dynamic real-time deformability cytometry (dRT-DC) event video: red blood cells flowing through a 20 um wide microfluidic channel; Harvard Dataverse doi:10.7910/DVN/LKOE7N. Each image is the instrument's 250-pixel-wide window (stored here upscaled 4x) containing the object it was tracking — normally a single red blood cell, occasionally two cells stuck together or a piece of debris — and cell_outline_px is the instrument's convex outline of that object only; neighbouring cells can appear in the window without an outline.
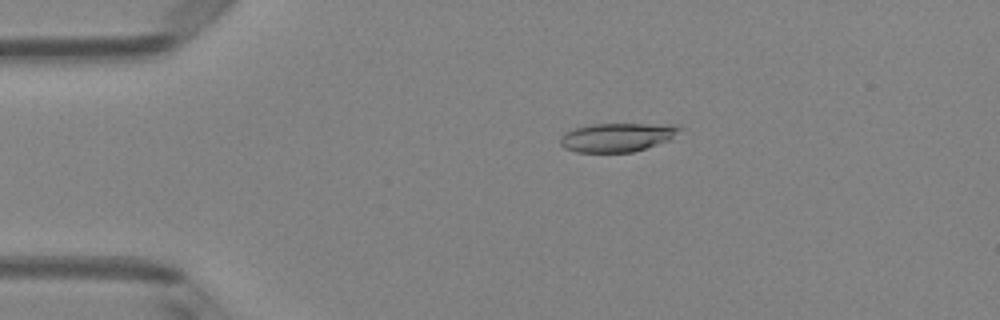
{"species": "Egyptian fruit bat (a non-hibernating species)", "species_latin": "Rousettus aegyptiacus", "temperature_condition": "room temperature", "stored_images_in_passage": 50, "camera_frame_rate_fps": 3000, "um_per_image_px": 0.085, "animal": {"sex": "female"}, "frame": {"image": 1, "passage_image": 10, "time_ms": 3.0, "image_size_px": [1000, 320], "cell_outline_px": [[680, 128], [668, 140], [632, 152], [576, 152], [564, 148], [560, 144], [560, 140], [564, 132], [576, 128], [592, 124], [680, 124]], "centroid_in_image_um": [52.41, 11.66], "position_along_channel_um": 32.6, "area_um2": 19.71}}
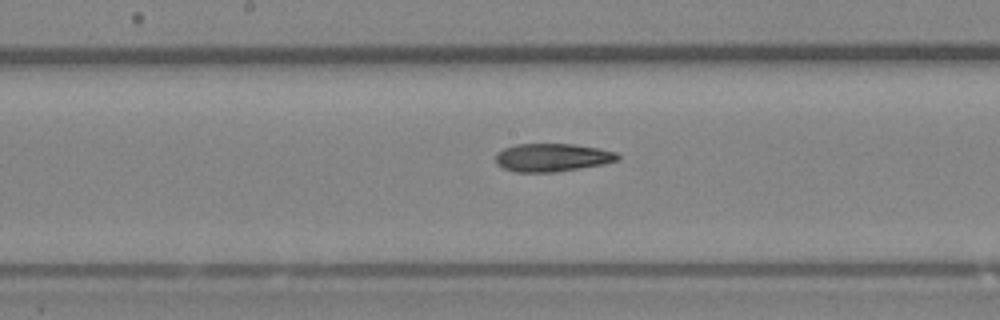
{"frame": {"image": 2, "passage_image": 26, "time_ms": 8.333, "image_size_px": [1000, 320], "cell_outline_px": [[620, 160], [604, 164], [556, 172], [516, 172], [504, 168], [496, 164], [496, 152], [504, 148], [516, 144], [572, 144], [600, 148], [616, 152], [620, 156]], "centroid_in_image_um": [46.95, 13.38], "position_along_channel_um": 201.2, "area_um2": 20.11}}
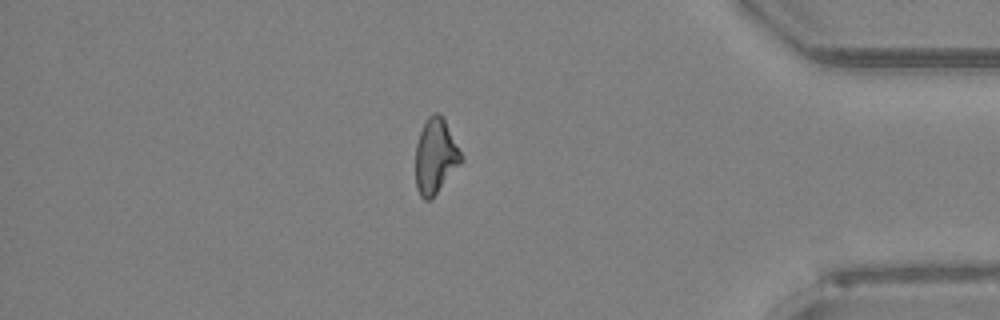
{"frame": {"image": 3, "passage_image": 43, "time_ms": 14.0, "image_size_px": [1000, 320], "cell_outline_px": [[464, 160], [436, 192], [428, 200], [424, 200], [420, 196], [416, 188], [416, 144], [424, 120], [432, 112], [436, 112], [444, 116], [464, 156]], "centroid_in_image_um": [37.03, 13.2], "position_along_channel_um": 398.2, "area_um2": 20.17}}